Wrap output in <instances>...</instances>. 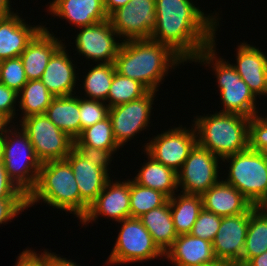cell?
<instances>
[{
	"mask_svg": "<svg viewBox=\"0 0 267 266\" xmlns=\"http://www.w3.org/2000/svg\"><path fill=\"white\" fill-rule=\"evenodd\" d=\"M193 3L192 0H155L156 25L150 37L169 46L185 63H191L213 44L221 19L219 13L205 14Z\"/></svg>",
	"mask_w": 267,
	"mask_h": 266,
	"instance_id": "obj_1",
	"label": "cell"
},
{
	"mask_svg": "<svg viewBox=\"0 0 267 266\" xmlns=\"http://www.w3.org/2000/svg\"><path fill=\"white\" fill-rule=\"evenodd\" d=\"M184 62L166 44L152 39H132L122 41L114 67L118 74L140 82L149 91H159L168 71Z\"/></svg>",
	"mask_w": 267,
	"mask_h": 266,
	"instance_id": "obj_2",
	"label": "cell"
},
{
	"mask_svg": "<svg viewBox=\"0 0 267 266\" xmlns=\"http://www.w3.org/2000/svg\"><path fill=\"white\" fill-rule=\"evenodd\" d=\"M194 117L197 144L221 160L249 147V117L218 111Z\"/></svg>",
	"mask_w": 267,
	"mask_h": 266,
	"instance_id": "obj_3",
	"label": "cell"
},
{
	"mask_svg": "<svg viewBox=\"0 0 267 266\" xmlns=\"http://www.w3.org/2000/svg\"><path fill=\"white\" fill-rule=\"evenodd\" d=\"M40 201L80 220V191L66 159L41 163L36 185L27 196V209Z\"/></svg>",
	"mask_w": 267,
	"mask_h": 266,
	"instance_id": "obj_4",
	"label": "cell"
},
{
	"mask_svg": "<svg viewBox=\"0 0 267 266\" xmlns=\"http://www.w3.org/2000/svg\"><path fill=\"white\" fill-rule=\"evenodd\" d=\"M216 35L215 31L213 44L201 51L192 62L205 64V67L210 66L215 72L221 104H223V109L219 112L234 113L249 118L259 115L256 108L257 99L245 81L239 76L235 67L228 60L217 57Z\"/></svg>",
	"mask_w": 267,
	"mask_h": 266,
	"instance_id": "obj_5",
	"label": "cell"
},
{
	"mask_svg": "<svg viewBox=\"0 0 267 266\" xmlns=\"http://www.w3.org/2000/svg\"><path fill=\"white\" fill-rule=\"evenodd\" d=\"M13 124L0 142V158L9 179L28 196L36 185L41 162L34 153L28 135Z\"/></svg>",
	"mask_w": 267,
	"mask_h": 266,
	"instance_id": "obj_6",
	"label": "cell"
},
{
	"mask_svg": "<svg viewBox=\"0 0 267 266\" xmlns=\"http://www.w3.org/2000/svg\"><path fill=\"white\" fill-rule=\"evenodd\" d=\"M222 162H230L223 181L235 187L253 206L267 207V158L248 147Z\"/></svg>",
	"mask_w": 267,
	"mask_h": 266,
	"instance_id": "obj_7",
	"label": "cell"
},
{
	"mask_svg": "<svg viewBox=\"0 0 267 266\" xmlns=\"http://www.w3.org/2000/svg\"><path fill=\"white\" fill-rule=\"evenodd\" d=\"M118 223L121 229L105 264L142 263L164 257L139 218L130 217Z\"/></svg>",
	"mask_w": 267,
	"mask_h": 266,
	"instance_id": "obj_8",
	"label": "cell"
},
{
	"mask_svg": "<svg viewBox=\"0 0 267 266\" xmlns=\"http://www.w3.org/2000/svg\"><path fill=\"white\" fill-rule=\"evenodd\" d=\"M19 124L16 126L28 135L41 163L65 159L73 149L74 140L56 127L45 114L19 119Z\"/></svg>",
	"mask_w": 267,
	"mask_h": 266,
	"instance_id": "obj_9",
	"label": "cell"
},
{
	"mask_svg": "<svg viewBox=\"0 0 267 266\" xmlns=\"http://www.w3.org/2000/svg\"><path fill=\"white\" fill-rule=\"evenodd\" d=\"M190 127H192L190 129ZM188 129L180 125L169 128L161 134L155 135L148 143H145L144 150L159 163L168 166L175 172H179L190 151L197 144L195 128Z\"/></svg>",
	"mask_w": 267,
	"mask_h": 266,
	"instance_id": "obj_10",
	"label": "cell"
},
{
	"mask_svg": "<svg viewBox=\"0 0 267 266\" xmlns=\"http://www.w3.org/2000/svg\"><path fill=\"white\" fill-rule=\"evenodd\" d=\"M220 161L222 160L208 149L196 144L177 173L178 187L182 189L180 192L202 195L217 184L220 181Z\"/></svg>",
	"mask_w": 267,
	"mask_h": 266,
	"instance_id": "obj_11",
	"label": "cell"
},
{
	"mask_svg": "<svg viewBox=\"0 0 267 266\" xmlns=\"http://www.w3.org/2000/svg\"><path fill=\"white\" fill-rule=\"evenodd\" d=\"M157 91H149L140 99L109 108V118L116 143L122 148L126 142L150 127L151 112Z\"/></svg>",
	"mask_w": 267,
	"mask_h": 266,
	"instance_id": "obj_12",
	"label": "cell"
},
{
	"mask_svg": "<svg viewBox=\"0 0 267 266\" xmlns=\"http://www.w3.org/2000/svg\"><path fill=\"white\" fill-rule=\"evenodd\" d=\"M123 40L150 39L156 25L155 0H130L108 18Z\"/></svg>",
	"mask_w": 267,
	"mask_h": 266,
	"instance_id": "obj_13",
	"label": "cell"
},
{
	"mask_svg": "<svg viewBox=\"0 0 267 266\" xmlns=\"http://www.w3.org/2000/svg\"><path fill=\"white\" fill-rule=\"evenodd\" d=\"M78 29L79 33L74 40L76 54L79 53L86 60L91 59L95 63H114L122 42L116 39L120 37L112 28L109 19Z\"/></svg>",
	"mask_w": 267,
	"mask_h": 266,
	"instance_id": "obj_14",
	"label": "cell"
},
{
	"mask_svg": "<svg viewBox=\"0 0 267 266\" xmlns=\"http://www.w3.org/2000/svg\"><path fill=\"white\" fill-rule=\"evenodd\" d=\"M99 216L109 217L113 221H122L131 217L130 179L113 182L109 180L96 200L89 206L80 223L85 225L98 220Z\"/></svg>",
	"mask_w": 267,
	"mask_h": 266,
	"instance_id": "obj_15",
	"label": "cell"
},
{
	"mask_svg": "<svg viewBox=\"0 0 267 266\" xmlns=\"http://www.w3.org/2000/svg\"><path fill=\"white\" fill-rule=\"evenodd\" d=\"M70 164L80 191V221L86 215L89 206L112 179L109 173L99 168L89 159H84L74 149L65 158Z\"/></svg>",
	"mask_w": 267,
	"mask_h": 266,
	"instance_id": "obj_16",
	"label": "cell"
},
{
	"mask_svg": "<svg viewBox=\"0 0 267 266\" xmlns=\"http://www.w3.org/2000/svg\"><path fill=\"white\" fill-rule=\"evenodd\" d=\"M249 225V209L242 214L225 216L212 241L216 259L228 260L242 266V254Z\"/></svg>",
	"mask_w": 267,
	"mask_h": 266,
	"instance_id": "obj_17",
	"label": "cell"
},
{
	"mask_svg": "<svg viewBox=\"0 0 267 266\" xmlns=\"http://www.w3.org/2000/svg\"><path fill=\"white\" fill-rule=\"evenodd\" d=\"M236 51V64L232 65L239 76L256 98L267 96V54L247 42L237 45Z\"/></svg>",
	"mask_w": 267,
	"mask_h": 266,
	"instance_id": "obj_18",
	"label": "cell"
},
{
	"mask_svg": "<svg viewBox=\"0 0 267 266\" xmlns=\"http://www.w3.org/2000/svg\"><path fill=\"white\" fill-rule=\"evenodd\" d=\"M66 48L64 43L52 55L40 79L54 97L76 94L77 66Z\"/></svg>",
	"mask_w": 267,
	"mask_h": 266,
	"instance_id": "obj_19",
	"label": "cell"
},
{
	"mask_svg": "<svg viewBox=\"0 0 267 266\" xmlns=\"http://www.w3.org/2000/svg\"><path fill=\"white\" fill-rule=\"evenodd\" d=\"M20 13L0 16V61L19 57L27 44L44 27L30 25Z\"/></svg>",
	"mask_w": 267,
	"mask_h": 266,
	"instance_id": "obj_20",
	"label": "cell"
},
{
	"mask_svg": "<svg viewBox=\"0 0 267 266\" xmlns=\"http://www.w3.org/2000/svg\"><path fill=\"white\" fill-rule=\"evenodd\" d=\"M48 12L74 25L75 28L91 26L103 22L109 17L104 0H52Z\"/></svg>",
	"mask_w": 267,
	"mask_h": 266,
	"instance_id": "obj_21",
	"label": "cell"
},
{
	"mask_svg": "<svg viewBox=\"0 0 267 266\" xmlns=\"http://www.w3.org/2000/svg\"><path fill=\"white\" fill-rule=\"evenodd\" d=\"M44 27L27 44L20 58L28 80L41 79L52 55L64 44L60 38ZM60 40V41H59Z\"/></svg>",
	"mask_w": 267,
	"mask_h": 266,
	"instance_id": "obj_22",
	"label": "cell"
},
{
	"mask_svg": "<svg viewBox=\"0 0 267 266\" xmlns=\"http://www.w3.org/2000/svg\"><path fill=\"white\" fill-rule=\"evenodd\" d=\"M164 258L173 266H203L216 260L212 242L191 234L179 235Z\"/></svg>",
	"mask_w": 267,
	"mask_h": 266,
	"instance_id": "obj_23",
	"label": "cell"
},
{
	"mask_svg": "<svg viewBox=\"0 0 267 266\" xmlns=\"http://www.w3.org/2000/svg\"><path fill=\"white\" fill-rule=\"evenodd\" d=\"M203 208L218 216L245 213L252 204L235 187L220 180L202 195Z\"/></svg>",
	"mask_w": 267,
	"mask_h": 266,
	"instance_id": "obj_24",
	"label": "cell"
},
{
	"mask_svg": "<svg viewBox=\"0 0 267 266\" xmlns=\"http://www.w3.org/2000/svg\"><path fill=\"white\" fill-rule=\"evenodd\" d=\"M143 152L147 155V162H143L133 180L141 186L152 188L171 198L175 192L180 191L177 172L156 161L145 150Z\"/></svg>",
	"mask_w": 267,
	"mask_h": 266,
	"instance_id": "obj_25",
	"label": "cell"
},
{
	"mask_svg": "<svg viewBox=\"0 0 267 266\" xmlns=\"http://www.w3.org/2000/svg\"><path fill=\"white\" fill-rule=\"evenodd\" d=\"M76 95V96H75ZM79 96L54 97L45 115L74 141L80 136Z\"/></svg>",
	"mask_w": 267,
	"mask_h": 266,
	"instance_id": "obj_26",
	"label": "cell"
},
{
	"mask_svg": "<svg viewBox=\"0 0 267 266\" xmlns=\"http://www.w3.org/2000/svg\"><path fill=\"white\" fill-rule=\"evenodd\" d=\"M139 219L163 253L178 237L174 229L169 200L164 205L144 213Z\"/></svg>",
	"mask_w": 267,
	"mask_h": 266,
	"instance_id": "obj_27",
	"label": "cell"
},
{
	"mask_svg": "<svg viewBox=\"0 0 267 266\" xmlns=\"http://www.w3.org/2000/svg\"><path fill=\"white\" fill-rule=\"evenodd\" d=\"M169 198L171 216L176 234H190L193 225L203 209L201 195L181 192Z\"/></svg>",
	"mask_w": 267,
	"mask_h": 266,
	"instance_id": "obj_28",
	"label": "cell"
},
{
	"mask_svg": "<svg viewBox=\"0 0 267 266\" xmlns=\"http://www.w3.org/2000/svg\"><path fill=\"white\" fill-rule=\"evenodd\" d=\"M265 251H267V207L252 205L249 208V225L242 254V266Z\"/></svg>",
	"mask_w": 267,
	"mask_h": 266,
	"instance_id": "obj_29",
	"label": "cell"
},
{
	"mask_svg": "<svg viewBox=\"0 0 267 266\" xmlns=\"http://www.w3.org/2000/svg\"><path fill=\"white\" fill-rule=\"evenodd\" d=\"M54 96L40 79L28 80L23 88L18 92V105L22 110V119L45 114ZM20 100V101H19Z\"/></svg>",
	"mask_w": 267,
	"mask_h": 266,
	"instance_id": "obj_30",
	"label": "cell"
},
{
	"mask_svg": "<svg viewBox=\"0 0 267 266\" xmlns=\"http://www.w3.org/2000/svg\"><path fill=\"white\" fill-rule=\"evenodd\" d=\"M86 73L82 82L84 98L107 102L108 92L114 77V63H96Z\"/></svg>",
	"mask_w": 267,
	"mask_h": 266,
	"instance_id": "obj_31",
	"label": "cell"
},
{
	"mask_svg": "<svg viewBox=\"0 0 267 266\" xmlns=\"http://www.w3.org/2000/svg\"><path fill=\"white\" fill-rule=\"evenodd\" d=\"M73 145H88L97 149L112 150L121 148L115 141L109 116L84 129Z\"/></svg>",
	"mask_w": 267,
	"mask_h": 266,
	"instance_id": "obj_32",
	"label": "cell"
},
{
	"mask_svg": "<svg viewBox=\"0 0 267 266\" xmlns=\"http://www.w3.org/2000/svg\"><path fill=\"white\" fill-rule=\"evenodd\" d=\"M169 198L152 188H147L130 180V211L131 218H139L144 213L164 205Z\"/></svg>",
	"mask_w": 267,
	"mask_h": 266,
	"instance_id": "obj_33",
	"label": "cell"
},
{
	"mask_svg": "<svg viewBox=\"0 0 267 266\" xmlns=\"http://www.w3.org/2000/svg\"><path fill=\"white\" fill-rule=\"evenodd\" d=\"M149 90L140 82L124 77L117 72L114 77L107 96L109 108L140 99Z\"/></svg>",
	"mask_w": 267,
	"mask_h": 266,
	"instance_id": "obj_34",
	"label": "cell"
},
{
	"mask_svg": "<svg viewBox=\"0 0 267 266\" xmlns=\"http://www.w3.org/2000/svg\"><path fill=\"white\" fill-rule=\"evenodd\" d=\"M22 60L19 57L0 61V82L17 93L27 83Z\"/></svg>",
	"mask_w": 267,
	"mask_h": 266,
	"instance_id": "obj_35",
	"label": "cell"
},
{
	"mask_svg": "<svg viewBox=\"0 0 267 266\" xmlns=\"http://www.w3.org/2000/svg\"><path fill=\"white\" fill-rule=\"evenodd\" d=\"M80 134L95 123L108 117L109 106L99 100H92L79 96Z\"/></svg>",
	"mask_w": 267,
	"mask_h": 266,
	"instance_id": "obj_36",
	"label": "cell"
},
{
	"mask_svg": "<svg viewBox=\"0 0 267 266\" xmlns=\"http://www.w3.org/2000/svg\"><path fill=\"white\" fill-rule=\"evenodd\" d=\"M221 219V216L203 208L190 234L194 237L212 242L220 228Z\"/></svg>",
	"mask_w": 267,
	"mask_h": 266,
	"instance_id": "obj_37",
	"label": "cell"
},
{
	"mask_svg": "<svg viewBox=\"0 0 267 266\" xmlns=\"http://www.w3.org/2000/svg\"><path fill=\"white\" fill-rule=\"evenodd\" d=\"M259 114L249 121V148L259 151L267 158V120Z\"/></svg>",
	"mask_w": 267,
	"mask_h": 266,
	"instance_id": "obj_38",
	"label": "cell"
},
{
	"mask_svg": "<svg viewBox=\"0 0 267 266\" xmlns=\"http://www.w3.org/2000/svg\"><path fill=\"white\" fill-rule=\"evenodd\" d=\"M73 149L84 159L91 160L96 166L109 172V164L111 165L114 159L112 155L115 154L112 150L97 149L88 145H73Z\"/></svg>",
	"mask_w": 267,
	"mask_h": 266,
	"instance_id": "obj_39",
	"label": "cell"
},
{
	"mask_svg": "<svg viewBox=\"0 0 267 266\" xmlns=\"http://www.w3.org/2000/svg\"><path fill=\"white\" fill-rule=\"evenodd\" d=\"M18 93L0 82V115L13 122L16 117Z\"/></svg>",
	"mask_w": 267,
	"mask_h": 266,
	"instance_id": "obj_40",
	"label": "cell"
},
{
	"mask_svg": "<svg viewBox=\"0 0 267 266\" xmlns=\"http://www.w3.org/2000/svg\"><path fill=\"white\" fill-rule=\"evenodd\" d=\"M27 210V199H0V225L15 219Z\"/></svg>",
	"mask_w": 267,
	"mask_h": 266,
	"instance_id": "obj_41",
	"label": "cell"
},
{
	"mask_svg": "<svg viewBox=\"0 0 267 266\" xmlns=\"http://www.w3.org/2000/svg\"><path fill=\"white\" fill-rule=\"evenodd\" d=\"M0 199H27V196L9 179L0 158Z\"/></svg>",
	"mask_w": 267,
	"mask_h": 266,
	"instance_id": "obj_42",
	"label": "cell"
},
{
	"mask_svg": "<svg viewBox=\"0 0 267 266\" xmlns=\"http://www.w3.org/2000/svg\"><path fill=\"white\" fill-rule=\"evenodd\" d=\"M17 262L14 266H47V250L36 253V251L27 248L17 256Z\"/></svg>",
	"mask_w": 267,
	"mask_h": 266,
	"instance_id": "obj_43",
	"label": "cell"
},
{
	"mask_svg": "<svg viewBox=\"0 0 267 266\" xmlns=\"http://www.w3.org/2000/svg\"><path fill=\"white\" fill-rule=\"evenodd\" d=\"M76 263L77 262H73V260L70 261V259L62 258L54 252L51 253V251H47V266H80Z\"/></svg>",
	"mask_w": 267,
	"mask_h": 266,
	"instance_id": "obj_44",
	"label": "cell"
},
{
	"mask_svg": "<svg viewBox=\"0 0 267 266\" xmlns=\"http://www.w3.org/2000/svg\"><path fill=\"white\" fill-rule=\"evenodd\" d=\"M130 0H104V7L108 17L117 9L124 7Z\"/></svg>",
	"mask_w": 267,
	"mask_h": 266,
	"instance_id": "obj_45",
	"label": "cell"
},
{
	"mask_svg": "<svg viewBox=\"0 0 267 266\" xmlns=\"http://www.w3.org/2000/svg\"><path fill=\"white\" fill-rule=\"evenodd\" d=\"M244 266H267V251L251 258Z\"/></svg>",
	"mask_w": 267,
	"mask_h": 266,
	"instance_id": "obj_46",
	"label": "cell"
},
{
	"mask_svg": "<svg viewBox=\"0 0 267 266\" xmlns=\"http://www.w3.org/2000/svg\"><path fill=\"white\" fill-rule=\"evenodd\" d=\"M11 0H0V16H7L10 14H13L14 11H12L11 8Z\"/></svg>",
	"mask_w": 267,
	"mask_h": 266,
	"instance_id": "obj_47",
	"label": "cell"
},
{
	"mask_svg": "<svg viewBox=\"0 0 267 266\" xmlns=\"http://www.w3.org/2000/svg\"><path fill=\"white\" fill-rule=\"evenodd\" d=\"M203 266H241V265L234 261L216 259L213 262L207 263Z\"/></svg>",
	"mask_w": 267,
	"mask_h": 266,
	"instance_id": "obj_48",
	"label": "cell"
},
{
	"mask_svg": "<svg viewBox=\"0 0 267 266\" xmlns=\"http://www.w3.org/2000/svg\"><path fill=\"white\" fill-rule=\"evenodd\" d=\"M11 123L12 122L5 116L0 115V142L3 139L6 130L9 128L8 125H10Z\"/></svg>",
	"mask_w": 267,
	"mask_h": 266,
	"instance_id": "obj_49",
	"label": "cell"
}]
</instances>
